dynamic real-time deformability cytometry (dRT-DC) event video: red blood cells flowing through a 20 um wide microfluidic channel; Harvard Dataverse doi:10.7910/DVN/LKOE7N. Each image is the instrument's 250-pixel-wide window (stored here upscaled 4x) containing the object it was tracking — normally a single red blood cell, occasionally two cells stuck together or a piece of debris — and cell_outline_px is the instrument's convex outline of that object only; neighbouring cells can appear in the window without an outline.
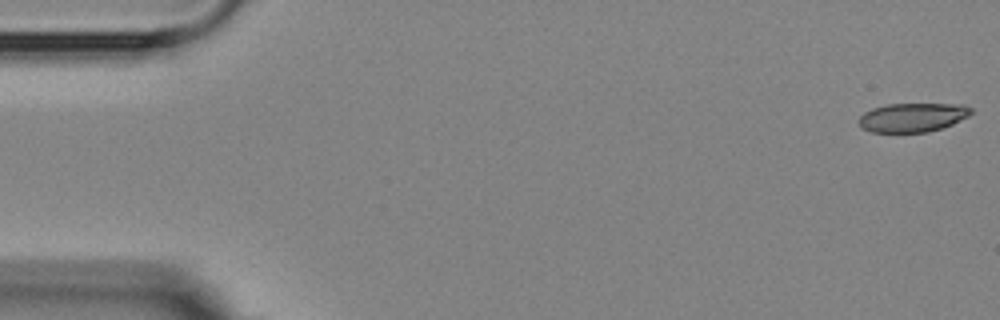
{"species": "Egyptian fruit bat (a non-hibernating species)", "species_latin": "Rousettus aegyptiacus", "temperature_condition": "room temperature", "stored_images_in_passage": 6, "camera_frame_rate_fps": 3000, "um_per_image_px": 0.085, "animal": {"sex": "female"}, "frame": {"image": 1, "passage_image": 1, "time_ms": 0.0, "image_size_px": [1000, 320], "cell_outline_px": [[972, 112], [968, 116], [952, 124], [928, 132], [872, 132], [860, 128], [860, 116], [864, 112], [872, 108], [888, 104], [964, 104], [972, 108]], "centroid_in_image_um": [77.57, 9.97], "position_along_channel_um": 7.4, "area_um2": 18.9}}
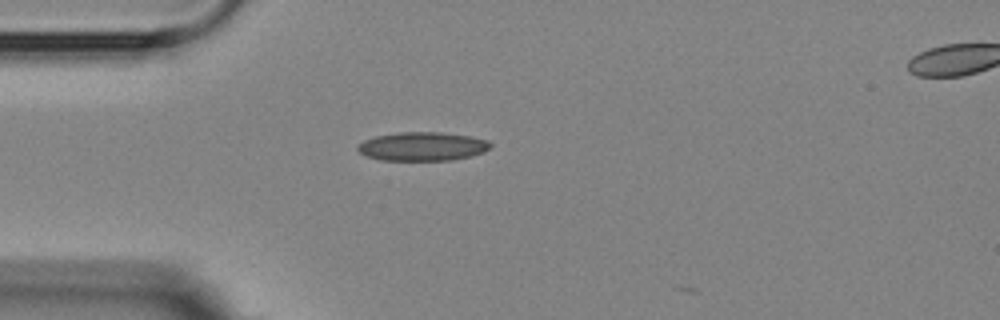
{"frame": {"image": 2, "passage_image": 5, "time_ms": 4.667, "image_size_px": [1000, 320], "cell_outline_px": [[492, 144], [484, 152], [472, 156], [452, 160], [380, 160], [368, 156], [360, 152], [356, 148], [364, 140], [376, 136], [400, 132], [440, 132], [472, 136], [488, 140]], "centroid_in_image_um": [35.94, 12.44], "position_along_channel_um": 49.1, "area_um2": 22.2}}